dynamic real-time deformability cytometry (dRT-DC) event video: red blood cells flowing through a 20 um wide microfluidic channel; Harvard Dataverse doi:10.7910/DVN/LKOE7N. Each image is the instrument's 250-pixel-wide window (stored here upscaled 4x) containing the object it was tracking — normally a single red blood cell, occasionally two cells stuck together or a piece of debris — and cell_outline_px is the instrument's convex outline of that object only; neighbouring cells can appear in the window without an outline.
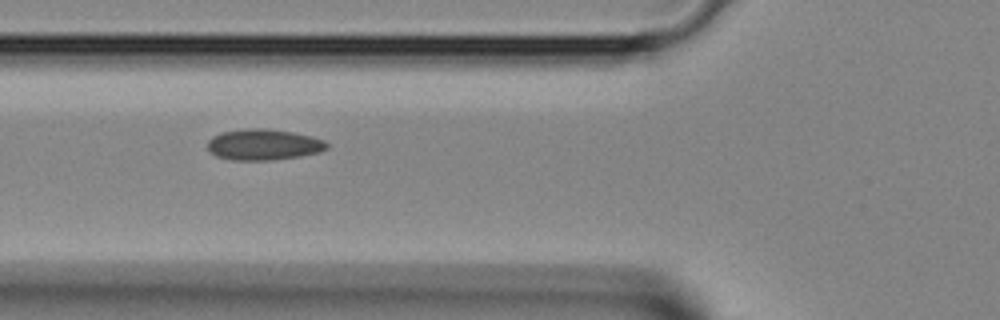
{"species": "Egyptian fruit bat (a non-hibernating species)", "species_latin": "Rousettus aegyptiacus", "temperature_condition": "room temperature", "stored_images_in_passage": 5, "camera_frame_rate_fps": 3000, "um_per_image_px": 0.085, "animal": {"sex": "female"}, "frame": {"image": 1, "passage_image": 4, "time_ms": 1.0, "image_size_px": [1000, 320], "cell_outline_px": [[328, 148], [320, 152], [300, 156], [272, 160], [232, 160], [216, 156], [208, 148], [208, 140], [212, 136], [220, 132], [244, 128], [264, 128], [292, 132], [312, 136], [324, 140], [328, 144]], "centroid_in_image_um": [22.4, 12.28], "position_along_channel_um": 103.4, "area_um2": 21.68}}
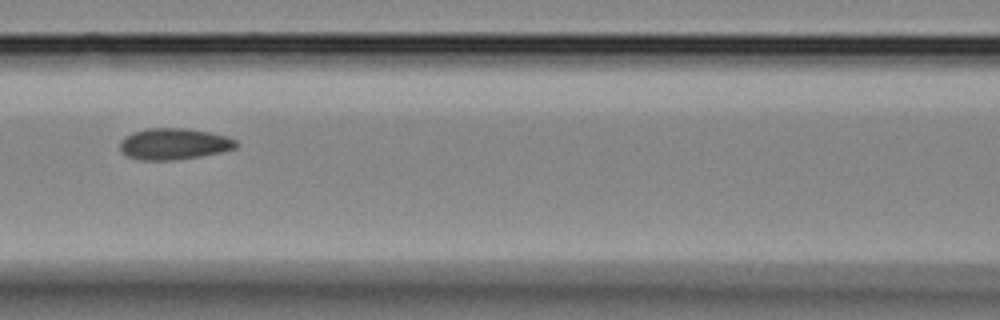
{"frame": {"image": 2, "passage_image": 5, "time_ms": 1.333, "image_size_px": [1000, 320], "cell_outline_px": [[236, 148], [220, 152], [200, 156], [172, 160], [140, 160], [128, 156], [120, 152], [120, 140], [124, 136], [132, 132], [148, 128], [184, 128], [208, 132], [224, 136], [236, 140]], "centroid_in_image_um": [14.72, 12.23], "position_along_channel_um": 151.9, "area_um2": 21.1}}